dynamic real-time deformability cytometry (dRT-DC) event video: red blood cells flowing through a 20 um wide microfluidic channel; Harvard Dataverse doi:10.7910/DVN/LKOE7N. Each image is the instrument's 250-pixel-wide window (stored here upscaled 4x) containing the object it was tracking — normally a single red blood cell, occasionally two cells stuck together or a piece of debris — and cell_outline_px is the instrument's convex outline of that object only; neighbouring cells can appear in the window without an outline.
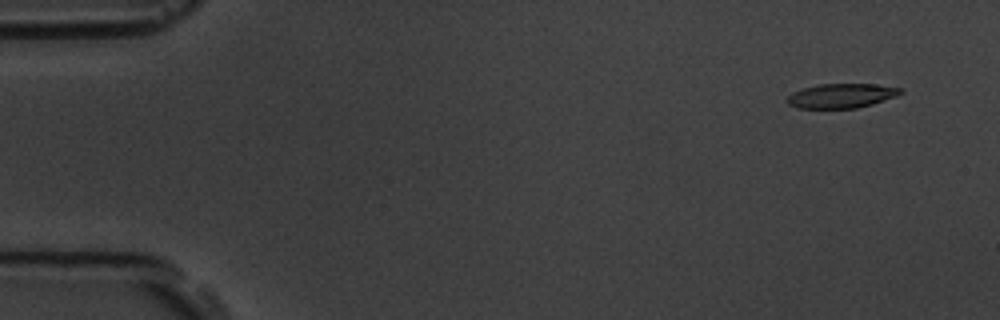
{"species": "common noctule bat (a hibernating species)", "species_latin": "Nyctalus noctula", "temperature_condition": "room temperature", "stored_images_in_passage": 4, "camera_frame_rate_fps": 3000, "um_per_image_px": 0.085, "animal": {"sex": "male", "body_mass_g": 19.5, "forearm_length_mm": 54.6}, "frame": {"image": 1, "passage_image": 1, "time_ms": 0.0, "image_size_px": [1000, 320], "cell_outline_px": [[904, 92], [896, 96], [872, 104], [856, 108], [796, 108], [788, 104], [784, 100], [792, 92], [816, 84], [872, 84], [900, 88]], "centroid_in_image_um": [71.47, 8.14], "position_along_channel_um": 13.5, "area_um2": 16.13}}
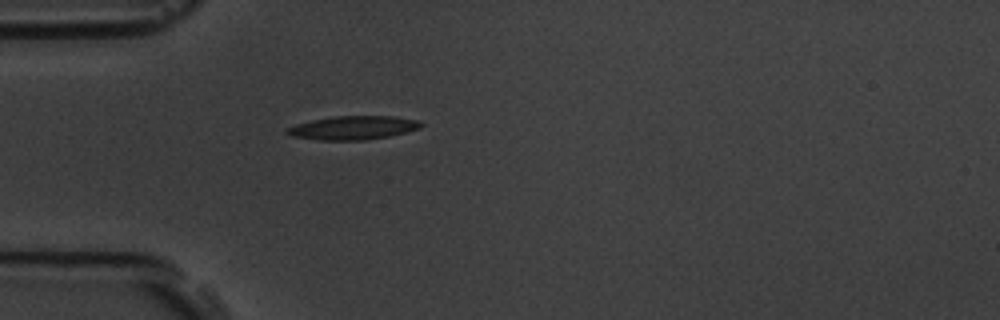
{"frame": {"image": 2, "passage_image": 4, "time_ms": 4.333, "image_size_px": [1000, 320], "cell_outline_px": [[424, 124], [420, 128], [388, 136], [364, 140], [316, 140], [292, 136], [284, 132], [284, 128], [296, 124], [312, 120], [332, 116], [392, 116], [416, 120]], "centroid_in_image_um": [29.94, 10.86], "position_along_channel_um": 55.1, "area_um2": 18.44}}